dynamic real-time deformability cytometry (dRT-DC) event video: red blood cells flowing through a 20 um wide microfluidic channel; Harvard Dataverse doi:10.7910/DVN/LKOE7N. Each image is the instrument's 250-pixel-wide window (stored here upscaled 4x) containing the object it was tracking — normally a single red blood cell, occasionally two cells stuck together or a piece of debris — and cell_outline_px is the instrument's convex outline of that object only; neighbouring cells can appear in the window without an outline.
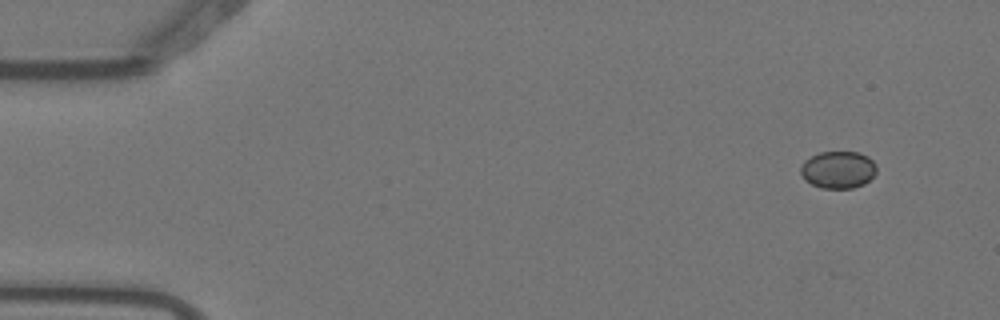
{"species": "Egyptian fruit bat (a non-hibernating species)", "species_latin": "Rousettus aegyptiacus", "temperature_condition": "warm", "stored_images_in_passage": 4, "camera_frame_rate_fps": 3000, "um_per_image_px": 0.085, "animal": {"sex": "female"}, "frame": {"image": 1, "passage_image": 4, "time_ms": 1.0, "image_size_px": [1000, 320], "cell_outline_px": [[876, 172], [864, 184], [852, 188], [820, 188], [804, 180], [800, 172], [800, 168], [804, 160], [820, 152], [860, 152], [868, 156], [876, 164]], "centroid_in_image_um": [71.23, 14.42], "position_along_channel_um": 13.8, "area_um2": 16.53}}